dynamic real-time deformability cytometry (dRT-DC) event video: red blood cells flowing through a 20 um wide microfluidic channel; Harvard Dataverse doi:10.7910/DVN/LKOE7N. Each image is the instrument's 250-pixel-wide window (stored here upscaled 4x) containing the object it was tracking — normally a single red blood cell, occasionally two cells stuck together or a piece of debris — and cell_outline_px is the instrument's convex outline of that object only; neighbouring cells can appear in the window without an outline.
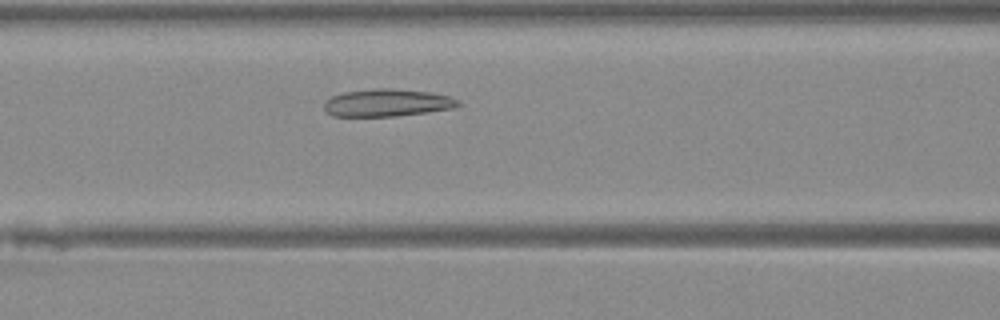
{"species": "Egyptian fruit bat (a non-hibernating species)", "species_latin": "Rousettus aegyptiacus", "temperature_condition": "warm", "stored_images_in_passage": 42, "camera_frame_rate_fps": 3000, "um_per_image_px": 0.085, "animal": {"sex": "female"}, "frame": {"image": 1, "passage_image": 14, "time_ms": 4.333, "image_size_px": [1000, 320], "cell_outline_px": [[464, 104], [452, 108], [396, 116], [332, 116], [324, 108], [324, 100], [332, 96], [344, 92], [376, 88], [396, 88], [432, 92], [448, 96], [460, 100]], "centroid_in_image_um": [32.92, 8.72], "position_along_channel_um": 133.7, "area_um2": 21.56}}
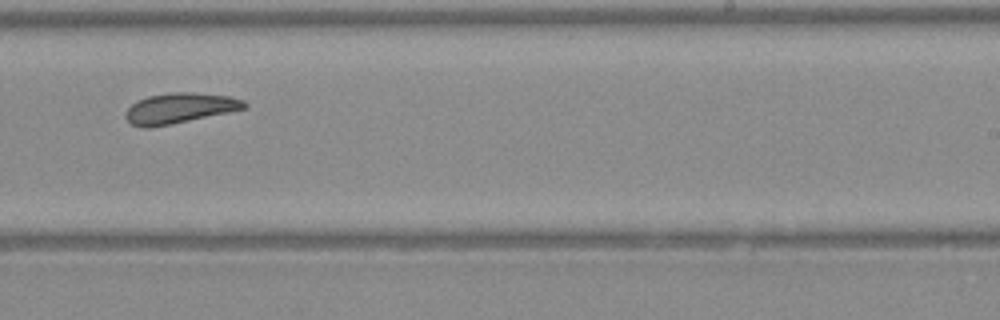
{"frame": {"image": 2, "passage_image": 24, "time_ms": 7.667, "image_size_px": [1000, 320], "cell_outline_px": [[248, 108], [148, 128], [144, 128], [132, 124], [124, 116], [124, 112], [132, 104], [148, 96], [168, 92], [192, 92], [228, 96], [244, 100], [248, 104]], "centroid_in_image_um": [15.27, 9.18], "position_along_channel_um": 273.7, "area_um2": 20.75}}
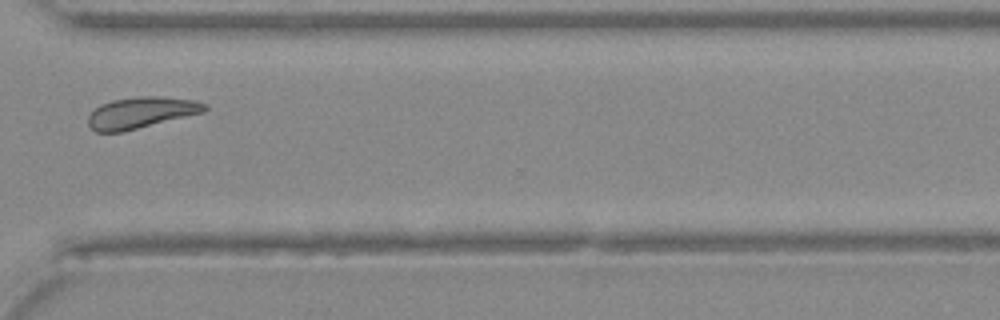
{"frame": {"image": 3, "passage_image": 30, "time_ms": 9.667, "image_size_px": [1000, 320], "cell_outline_px": [[208, 108], [204, 112], [120, 132], [96, 132], [88, 124], [88, 116], [100, 104], [112, 100], [140, 96], [160, 96], [196, 100], [208, 104]], "centroid_in_image_um": [12.01, 9.56], "position_along_channel_um": 358.6, "area_um2": 21.1}}